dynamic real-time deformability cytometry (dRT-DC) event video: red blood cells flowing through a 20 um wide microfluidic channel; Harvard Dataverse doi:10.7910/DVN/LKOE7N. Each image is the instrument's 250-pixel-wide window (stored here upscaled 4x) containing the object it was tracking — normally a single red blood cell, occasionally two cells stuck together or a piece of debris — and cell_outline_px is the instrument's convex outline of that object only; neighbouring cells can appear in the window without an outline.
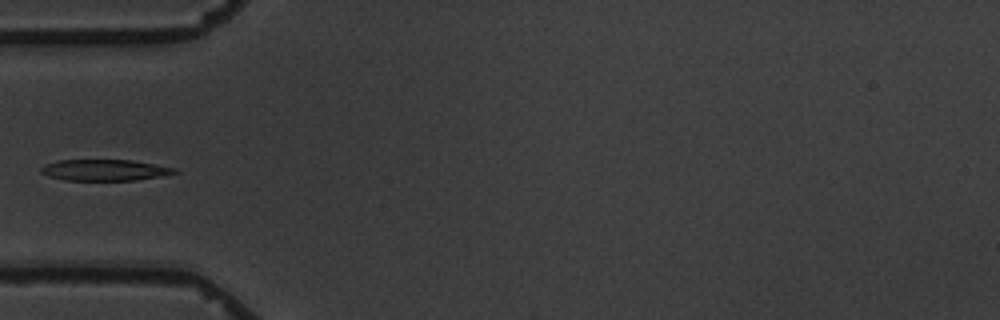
{"species": "common noctule bat (a hibernating species)", "species_latin": "Nyctalus noctula", "temperature_condition": "warm", "stored_images_in_passage": 15, "camera_frame_rate_fps": 3000, "um_per_image_px": 0.085, "animal": {"sex": "male", "body_mass_g": 19.5, "forearm_length_mm": 54.6}, "frame": {"image": 1, "passage_image": 5, "time_ms": 6.0, "image_size_px": [1000, 320], "cell_outline_px": [[180, 172], [136, 180], [64, 180], [48, 176], [40, 172], [40, 168], [44, 164], [60, 160], [132, 160], [176, 168]], "centroid_in_image_um": [8.87, 14.45], "position_along_channel_um": 76.1, "area_um2": 16.42}}
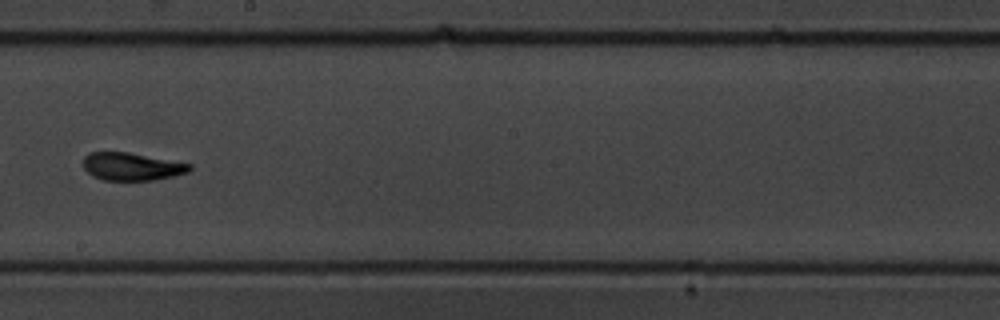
{"frame": {"image": 2, "passage_image": 9, "time_ms": 10.667, "image_size_px": [1000, 320], "cell_outline_px": [[192, 168], [188, 172], [156, 180], [104, 180], [92, 176], [84, 168], [84, 156], [88, 152], [128, 152], [192, 164]], "centroid_in_image_um": [11.19, 14.15], "position_along_channel_um": 237.0, "area_um2": 17.17}}
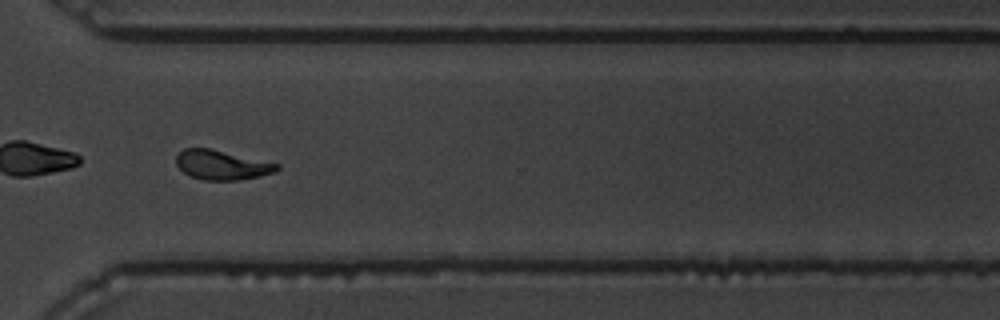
{"frame": {"image": 3, "passage_image": 12, "time_ms": 14.0, "image_size_px": [1000, 320], "cell_outline_px": [[280, 168], [276, 172], [260, 176], [240, 180], [204, 180], [188, 176], [176, 164], [176, 156], [184, 148], [208, 148], [280, 164]], "centroid_in_image_um": [18.86, 14.03], "position_along_channel_um": 351.7, "area_um2": 17.28}, "authors_computed_cell_mechanics": {"area_um2": 17.2822, "velocity_mm_per_s": 3.4442, "shape_relaxation_time_tau1_ms": 3.7919, "shape_relaxation_time_tau2_ms": 1.4053, "deformation_change_tau1": 0.1858, "deformation_change_tau2": 0.0952}}